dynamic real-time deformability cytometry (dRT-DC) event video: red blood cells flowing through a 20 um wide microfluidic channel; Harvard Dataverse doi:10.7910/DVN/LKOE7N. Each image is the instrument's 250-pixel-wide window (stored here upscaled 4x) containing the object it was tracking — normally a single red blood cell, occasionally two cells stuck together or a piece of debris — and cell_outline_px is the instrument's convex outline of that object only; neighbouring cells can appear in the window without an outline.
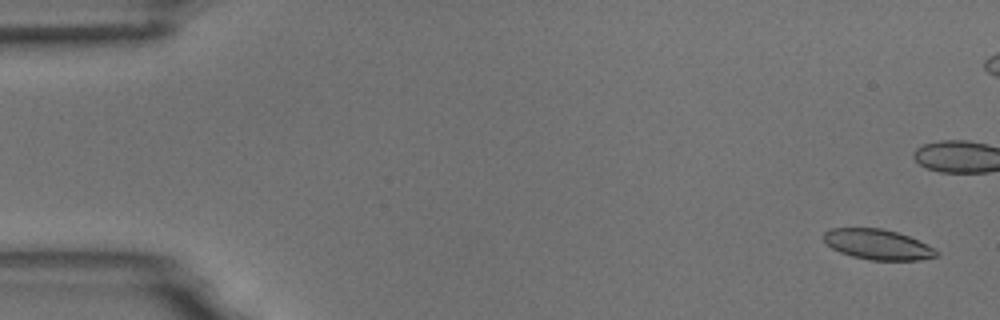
{"species": "common noctule bat (a hibernating species)", "species_latin": "Nyctalus noctula", "temperature_condition": "room temperature", "stored_images_in_passage": 4, "camera_frame_rate_fps": 3000, "um_per_image_px": 0.085, "animal": {"sex": "male", "body_mass_g": 18.8}, "frame": {"image": 1, "passage_image": 1, "time_ms": 0.0, "image_size_px": [1000, 320], "cell_outline_px": [[940, 252], [936, 256], [920, 260], [872, 260], [852, 256], [840, 252], [832, 248], [824, 240], [824, 232], [832, 228], [880, 228], [896, 232], [908, 236]], "centroid_in_image_um": [74.58, 20.78], "position_along_channel_um": 10.4, "area_um2": 19.54}}